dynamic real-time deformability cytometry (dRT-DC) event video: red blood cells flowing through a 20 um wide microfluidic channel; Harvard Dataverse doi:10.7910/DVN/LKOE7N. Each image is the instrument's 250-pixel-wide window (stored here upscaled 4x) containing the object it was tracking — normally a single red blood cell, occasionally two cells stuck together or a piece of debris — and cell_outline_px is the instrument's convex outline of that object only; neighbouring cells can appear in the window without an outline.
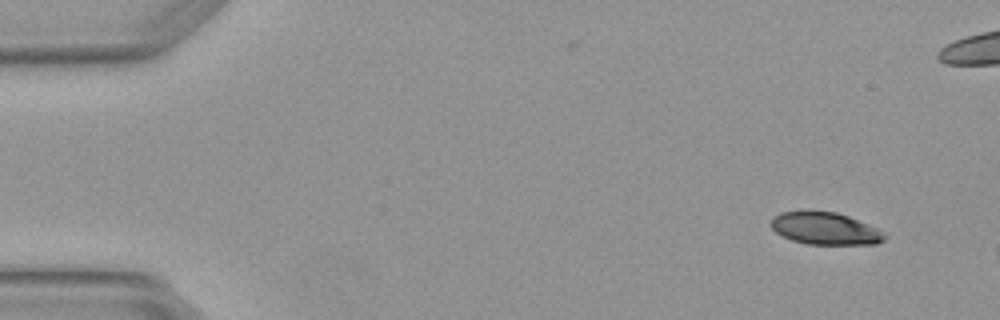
{"species": "Egyptian fruit bat (a non-hibernating species)", "species_latin": "Rousettus aegyptiacus", "temperature_condition": "warm", "stored_images_in_passage": 4, "camera_frame_rate_fps": 3000, "um_per_image_px": 0.085, "animal": {"sex": "female"}, "frame": {"image": 1, "passage_image": 1, "time_ms": 0.0, "image_size_px": [1000, 320], "cell_outline_px": [[884, 240], [876, 244], [808, 244], [792, 240], [776, 232], [772, 228], [772, 216], [780, 212], [804, 208], [808, 208], [836, 212], [848, 216], [868, 224], [884, 232]], "centroid_in_image_um": [70.08, 19.37], "position_along_channel_um": 14.9, "area_um2": 21.79}}